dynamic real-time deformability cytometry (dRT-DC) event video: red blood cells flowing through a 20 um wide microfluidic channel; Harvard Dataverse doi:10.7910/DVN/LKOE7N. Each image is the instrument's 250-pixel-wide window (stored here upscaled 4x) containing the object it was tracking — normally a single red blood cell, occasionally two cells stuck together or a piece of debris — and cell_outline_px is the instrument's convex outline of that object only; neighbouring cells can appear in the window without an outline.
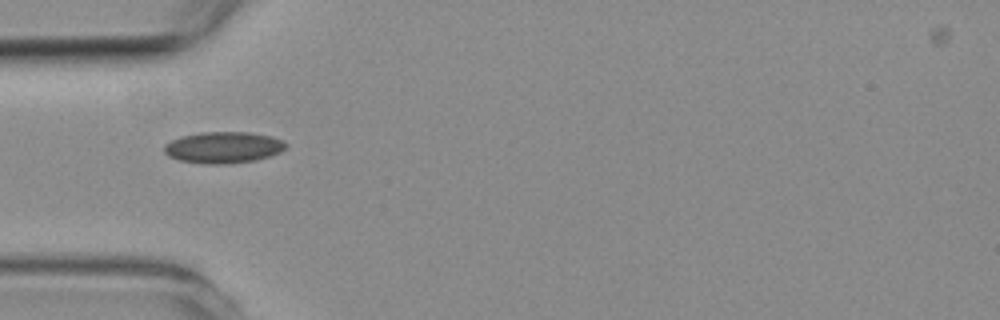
{"species": "common noctule bat (a hibernating species)", "species_latin": "Nyctalus noctula", "temperature_condition": "room temperature", "stored_images_in_passage": 3, "camera_frame_rate_fps": 3000, "um_per_image_px": 0.085, "animal": {"sex": "female", "body_mass_g": 19.3, "forearm_length_mm": 54.1}, "frame": {"image": 1, "passage_image": 1, "time_ms": 0.0, "image_size_px": [1000, 320], "cell_outline_px": [[288, 144], [280, 152], [256, 160], [228, 164], [200, 164], [180, 160], [168, 156], [164, 152], [164, 144], [172, 140], [184, 136], [200, 132], [248, 132], [272, 136], [284, 140]], "centroid_in_image_um": [18.99, 12.53], "position_along_channel_um": 66.0, "area_um2": 22.37}}
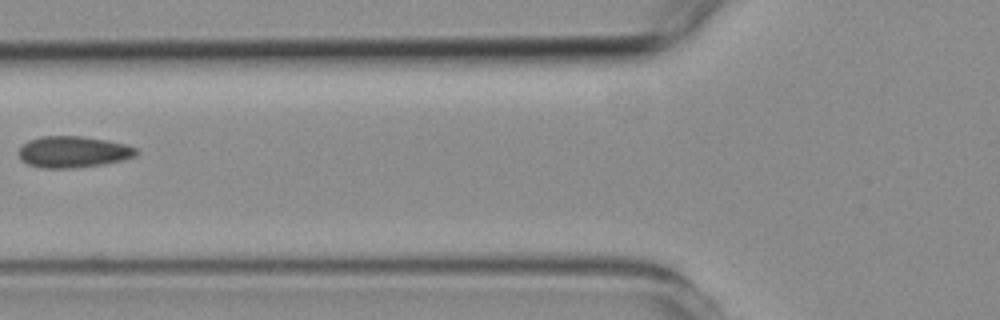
{"frame": {"image": 2, "passage_image": 2, "time_ms": 1.333, "image_size_px": [1000, 320], "cell_outline_px": [[140, 152], [136, 156], [104, 164], [72, 168], [40, 168], [28, 164], [20, 160], [20, 148], [28, 140], [40, 136], [80, 136], [104, 140], [124, 144], [136, 148]], "centroid_in_image_um": [6.21, 12.91], "position_along_channel_um": 119.6, "area_um2": 21.39}}
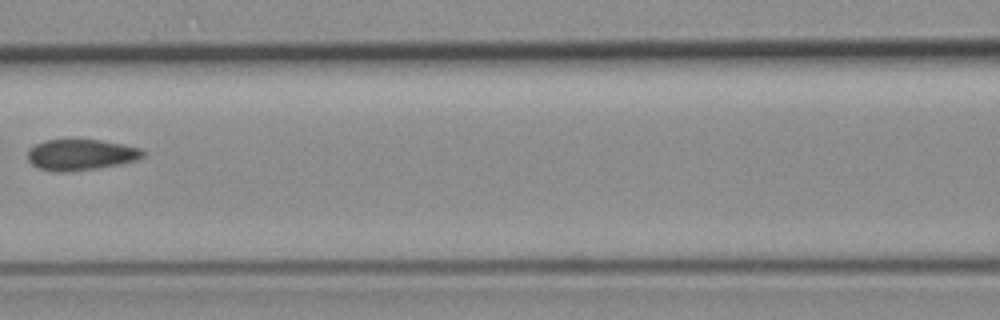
{"frame": {"image": 3, "passage_image": 3, "time_ms": 2.333, "image_size_px": [1000, 320], "cell_outline_px": [[144, 156], [136, 160], [120, 164], [96, 168], [68, 172], [56, 172], [36, 168], [28, 160], [28, 152], [36, 144], [44, 140], [100, 140], [140, 148], [144, 152]], "centroid_in_image_um": [6.85, 13.16], "position_along_channel_um": 159.8, "area_um2": 20.63}}